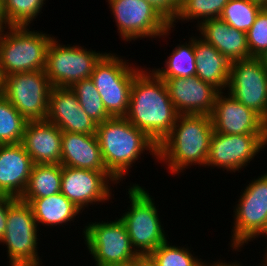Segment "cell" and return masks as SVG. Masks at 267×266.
I'll use <instances>...</instances> for the list:
<instances>
[{
    "label": "cell",
    "instance_id": "obj_1",
    "mask_svg": "<svg viewBox=\"0 0 267 266\" xmlns=\"http://www.w3.org/2000/svg\"><path fill=\"white\" fill-rule=\"evenodd\" d=\"M178 115L164 80L145 66L134 77L124 117L159 145L171 132Z\"/></svg>",
    "mask_w": 267,
    "mask_h": 266
},
{
    "label": "cell",
    "instance_id": "obj_2",
    "mask_svg": "<svg viewBox=\"0 0 267 266\" xmlns=\"http://www.w3.org/2000/svg\"><path fill=\"white\" fill-rule=\"evenodd\" d=\"M213 131L211 116L179 114L171 132L158 145L157 164L177 178L192 166L204 169Z\"/></svg>",
    "mask_w": 267,
    "mask_h": 266
},
{
    "label": "cell",
    "instance_id": "obj_3",
    "mask_svg": "<svg viewBox=\"0 0 267 266\" xmlns=\"http://www.w3.org/2000/svg\"><path fill=\"white\" fill-rule=\"evenodd\" d=\"M96 135L106 169L121 184L130 177L131 169L143 162L145 155H152L158 162V145L125 117H111L97 124Z\"/></svg>",
    "mask_w": 267,
    "mask_h": 266
},
{
    "label": "cell",
    "instance_id": "obj_4",
    "mask_svg": "<svg viewBox=\"0 0 267 266\" xmlns=\"http://www.w3.org/2000/svg\"><path fill=\"white\" fill-rule=\"evenodd\" d=\"M128 184L130 185L125 186V190L129 205L123 213L118 212L121 215L119 218L127 228L136 253L139 256H149L169 239V231L164 228L159 204L155 202V196L149 193V189L137 182Z\"/></svg>",
    "mask_w": 267,
    "mask_h": 266
},
{
    "label": "cell",
    "instance_id": "obj_5",
    "mask_svg": "<svg viewBox=\"0 0 267 266\" xmlns=\"http://www.w3.org/2000/svg\"><path fill=\"white\" fill-rule=\"evenodd\" d=\"M262 173L257 178L248 179L249 184H244L233 206L231 236L227 245L236 255L251 244L249 242L261 240L267 232V171Z\"/></svg>",
    "mask_w": 267,
    "mask_h": 266
},
{
    "label": "cell",
    "instance_id": "obj_6",
    "mask_svg": "<svg viewBox=\"0 0 267 266\" xmlns=\"http://www.w3.org/2000/svg\"><path fill=\"white\" fill-rule=\"evenodd\" d=\"M32 27H6L0 31L3 77L13 73L44 71L47 48L55 35Z\"/></svg>",
    "mask_w": 267,
    "mask_h": 266
},
{
    "label": "cell",
    "instance_id": "obj_7",
    "mask_svg": "<svg viewBox=\"0 0 267 266\" xmlns=\"http://www.w3.org/2000/svg\"><path fill=\"white\" fill-rule=\"evenodd\" d=\"M109 51L95 64L90 79L101 95L107 113L111 117H124L134 77L145 66H139L135 60L131 62L126 56Z\"/></svg>",
    "mask_w": 267,
    "mask_h": 266
},
{
    "label": "cell",
    "instance_id": "obj_8",
    "mask_svg": "<svg viewBox=\"0 0 267 266\" xmlns=\"http://www.w3.org/2000/svg\"><path fill=\"white\" fill-rule=\"evenodd\" d=\"M39 231L31 206L15 199L8 206L7 225L0 240L7 252V266H45L42 264L43 255L40 256L39 245L43 238Z\"/></svg>",
    "mask_w": 267,
    "mask_h": 266
},
{
    "label": "cell",
    "instance_id": "obj_9",
    "mask_svg": "<svg viewBox=\"0 0 267 266\" xmlns=\"http://www.w3.org/2000/svg\"><path fill=\"white\" fill-rule=\"evenodd\" d=\"M108 2V3H107ZM117 33L124 44L137 40L171 39V33L176 31L171 24L145 0H106ZM165 37V38H164ZM167 37V38H166Z\"/></svg>",
    "mask_w": 267,
    "mask_h": 266
},
{
    "label": "cell",
    "instance_id": "obj_10",
    "mask_svg": "<svg viewBox=\"0 0 267 266\" xmlns=\"http://www.w3.org/2000/svg\"><path fill=\"white\" fill-rule=\"evenodd\" d=\"M95 218L83 224L81 237L94 266H107L129 262L139 257L133 249L124 222L118 218Z\"/></svg>",
    "mask_w": 267,
    "mask_h": 266
},
{
    "label": "cell",
    "instance_id": "obj_11",
    "mask_svg": "<svg viewBox=\"0 0 267 266\" xmlns=\"http://www.w3.org/2000/svg\"><path fill=\"white\" fill-rule=\"evenodd\" d=\"M63 43L54 36L47 48L44 71L53 87H71L80 80L89 79L95 64L106 53L78 43Z\"/></svg>",
    "mask_w": 267,
    "mask_h": 266
},
{
    "label": "cell",
    "instance_id": "obj_12",
    "mask_svg": "<svg viewBox=\"0 0 267 266\" xmlns=\"http://www.w3.org/2000/svg\"><path fill=\"white\" fill-rule=\"evenodd\" d=\"M118 184L123 186L109 171L62 166L61 193L85 214L94 205L114 203L113 189L118 190Z\"/></svg>",
    "mask_w": 267,
    "mask_h": 266
},
{
    "label": "cell",
    "instance_id": "obj_13",
    "mask_svg": "<svg viewBox=\"0 0 267 266\" xmlns=\"http://www.w3.org/2000/svg\"><path fill=\"white\" fill-rule=\"evenodd\" d=\"M266 146L267 134L228 135L213 131L205 168L241 173L255 162V157L260 159V151H266Z\"/></svg>",
    "mask_w": 267,
    "mask_h": 266
},
{
    "label": "cell",
    "instance_id": "obj_14",
    "mask_svg": "<svg viewBox=\"0 0 267 266\" xmlns=\"http://www.w3.org/2000/svg\"><path fill=\"white\" fill-rule=\"evenodd\" d=\"M52 87L45 71L13 73L4 77L2 94L27 121H43Z\"/></svg>",
    "mask_w": 267,
    "mask_h": 266
},
{
    "label": "cell",
    "instance_id": "obj_15",
    "mask_svg": "<svg viewBox=\"0 0 267 266\" xmlns=\"http://www.w3.org/2000/svg\"><path fill=\"white\" fill-rule=\"evenodd\" d=\"M226 91L267 123V70L258 57L231 63Z\"/></svg>",
    "mask_w": 267,
    "mask_h": 266
},
{
    "label": "cell",
    "instance_id": "obj_16",
    "mask_svg": "<svg viewBox=\"0 0 267 266\" xmlns=\"http://www.w3.org/2000/svg\"><path fill=\"white\" fill-rule=\"evenodd\" d=\"M226 91H219L211 114L213 130L217 133L267 134V123Z\"/></svg>",
    "mask_w": 267,
    "mask_h": 266
},
{
    "label": "cell",
    "instance_id": "obj_17",
    "mask_svg": "<svg viewBox=\"0 0 267 266\" xmlns=\"http://www.w3.org/2000/svg\"><path fill=\"white\" fill-rule=\"evenodd\" d=\"M169 97L179 114L211 116L219 90L197 76L164 81Z\"/></svg>",
    "mask_w": 267,
    "mask_h": 266
},
{
    "label": "cell",
    "instance_id": "obj_18",
    "mask_svg": "<svg viewBox=\"0 0 267 266\" xmlns=\"http://www.w3.org/2000/svg\"><path fill=\"white\" fill-rule=\"evenodd\" d=\"M46 121L62 132L96 134L97 123L81 108L70 87H52Z\"/></svg>",
    "mask_w": 267,
    "mask_h": 266
},
{
    "label": "cell",
    "instance_id": "obj_19",
    "mask_svg": "<svg viewBox=\"0 0 267 266\" xmlns=\"http://www.w3.org/2000/svg\"><path fill=\"white\" fill-rule=\"evenodd\" d=\"M21 144L34 164H61L62 131L56 125L27 121Z\"/></svg>",
    "mask_w": 267,
    "mask_h": 266
},
{
    "label": "cell",
    "instance_id": "obj_20",
    "mask_svg": "<svg viewBox=\"0 0 267 266\" xmlns=\"http://www.w3.org/2000/svg\"><path fill=\"white\" fill-rule=\"evenodd\" d=\"M34 163L23 145H0V194L20 199Z\"/></svg>",
    "mask_w": 267,
    "mask_h": 266
},
{
    "label": "cell",
    "instance_id": "obj_21",
    "mask_svg": "<svg viewBox=\"0 0 267 266\" xmlns=\"http://www.w3.org/2000/svg\"><path fill=\"white\" fill-rule=\"evenodd\" d=\"M195 29L201 38L213 45L231 63L250 58L246 33L230 27L220 17L206 20Z\"/></svg>",
    "mask_w": 267,
    "mask_h": 266
},
{
    "label": "cell",
    "instance_id": "obj_22",
    "mask_svg": "<svg viewBox=\"0 0 267 266\" xmlns=\"http://www.w3.org/2000/svg\"><path fill=\"white\" fill-rule=\"evenodd\" d=\"M61 165L93 171H108L96 134L62 132Z\"/></svg>",
    "mask_w": 267,
    "mask_h": 266
},
{
    "label": "cell",
    "instance_id": "obj_23",
    "mask_svg": "<svg viewBox=\"0 0 267 266\" xmlns=\"http://www.w3.org/2000/svg\"><path fill=\"white\" fill-rule=\"evenodd\" d=\"M29 205L32 208L40 232L44 230V228L41 229L43 226L46 230L48 228L52 230L55 227V229L60 227L65 229V226H69L70 229L71 225L76 227L75 224L71 223L81 220L80 215L85 214L61 192L48 197L33 199Z\"/></svg>",
    "mask_w": 267,
    "mask_h": 266
},
{
    "label": "cell",
    "instance_id": "obj_24",
    "mask_svg": "<svg viewBox=\"0 0 267 266\" xmlns=\"http://www.w3.org/2000/svg\"><path fill=\"white\" fill-rule=\"evenodd\" d=\"M196 76L212 84L219 91H226L229 83L231 62L213 45L194 32Z\"/></svg>",
    "mask_w": 267,
    "mask_h": 266
},
{
    "label": "cell",
    "instance_id": "obj_25",
    "mask_svg": "<svg viewBox=\"0 0 267 266\" xmlns=\"http://www.w3.org/2000/svg\"><path fill=\"white\" fill-rule=\"evenodd\" d=\"M190 36V37H189ZM189 39H183L176 43L173 50L164 59L160 68H150L159 78L166 81L169 78H186L196 76V59L194 53V34L188 35ZM187 40V41H186Z\"/></svg>",
    "mask_w": 267,
    "mask_h": 266
},
{
    "label": "cell",
    "instance_id": "obj_26",
    "mask_svg": "<svg viewBox=\"0 0 267 266\" xmlns=\"http://www.w3.org/2000/svg\"><path fill=\"white\" fill-rule=\"evenodd\" d=\"M61 181V164H34L20 200L29 204L33 199L60 193Z\"/></svg>",
    "mask_w": 267,
    "mask_h": 266
},
{
    "label": "cell",
    "instance_id": "obj_27",
    "mask_svg": "<svg viewBox=\"0 0 267 266\" xmlns=\"http://www.w3.org/2000/svg\"><path fill=\"white\" fill-rule=\"evenodd\" d=\"M229 0H182V5L179 14L175 20L171 23V27L175 28L176 23H196L192 26L197 28L202 22L219 18L224 10V7L228 4ZM196 20V21H195Z\"/></svg>",
    "mask_w": 267,
    "mask_h": 266
},
{
    "label": "cell",
    "instance_id": "obj_28",
    "mask_svg": "<svg viewBox=\"0 0 267 266\" xmlns=\"http://www.w3.org/2000/svg\"><path fill=\"white\" fill-rule=\"evenodd\" d=\"M172 242L171 239L167 240L149 255L157 266H205L209 262V259L196 255L197 252L188 244H185V247Z\"/></svg>",
    "mask_w": 267,
    "mask_h": 266
},
{
    "label": "cell",
    "instance_id": "obj_29",
    "mask_svg": "<svg viewBox=\"0 0 267 266\" xmlns=\"http://www.w3.org/2000/svg\"><path fill=\"white\" fill-rule=\"evenodd\" d=\"M7 27L32 26L48 0H2ZM45 5V6H44ZM34 21V22H33ZM32 24V25H31Z\"/></svg>",
    "mask_w": 267,
    "mask_h": 266
},
{
    "label": "cell",
    "instance_id": "obj_30",
    "mask_svg": "<svg viewBox=\"0 0 267 266\" xmlns=\"http://www.w3.org/2000/svg\"><path fill=\"white\" fill-rule=\"evenodd\" d=\"M27 120L2 94L0 95V145L20 144Z\"/></svg>",
    "mask_w": 267,
    "mask_h": 266
},
{
    "label": "cell",
    "instance_id": "obj_31",
    "mask_svg": "<svg viewBox=\"0 0 267 266\" xmlns=\"http://www.w3.org/2000/svg\"><path fill=\"white\" fill-rule=\"evenodd\" d=\"M70 89L77 96L81 108L94 122L99 124L111 118L104 108L101 95L90 78L74 83Z\"/></svg>",
    "mask_w": 267,
    "mask_h": 266
},
{
    "label": "cell",
    "instance_id": "obj_32",
    "mask_svg": "<svg viewBox=\"0 0 267 266\" xmlns=\"http://www.w3.org/2000/svg\"><path fill=\"white\" fill-rule=\"evenodd\" d=\"M262 8L250 0H229L220 18L230 27L246 33Z\"/></svg>",
    "mask_w": 267,
    "mask_h": 266
},
{
    "label": "cell",
    "instance_id": "obj_33",
    "mask_svg": "<svg viewBox=\"0 0 267 266\" xmlns=\"http://www.w3.org/2000/svg\"><path fill=\"white\" fill-rule=\"evenodd\" d=\"M246 37L250 57H258L267 49V7L260 10Z\"/></svg>",
    "mask_w": 267,
    "mask_h": 266
},
{
    "label": "cell",
    "instance_id": "obj_34",
    "mask_svg": "<svg viewBox=\"0 0 267 266\" xmlns=\"http://www.w3.org/2000/svg\"><path fill=\"white\" fill-rule=\"evenodd\" d=\"M151 4L170 24L179 14L182 0H145Z\"/></svg>",
    "mask_w": 267,
    "mask_h": 266
},
{
    "label": "cell",
    "instance_id": "obj_35",
    "mask_svg": "<svg viewBox=\"0 0 267 266\" xmlns=\"http://www.w3.org/2000/svg\"><path fill=\"white\" fill-rule=\"evenodd\" d=\"M15 198L0 194V240L3 238L7 225V209Z\"/></svg>",
    "mask_w": 267,
    "mask_h": 266
},
{
    "label": "cell",
    "instance_id": "obj_36",
    "mask_svg": "<svg viewBox=\"0 0 267 266\" xmlns=\"http://www.w3.org/2000/svg\"><path fill=\"white\" fill-rule=\"evenodd\" d=\"M226 259H222L221 257L216 261H214V266H243V264H241L242 262L237 261L235 259H232L233 261L230 262L229 261H225ZM245 266V265H244Z\"/></svg>",
    "mask_w": 267,
    "mask_h": 266
},
{
    "label": "cell",
    "instance_id": "obj_37",
    "mask_svg": "<svg viewBox=\"0 0 267 266\" xmlns=\"http://www.w3.org/2000/svg\"><path fill=\"white\" fill-rule=\"evenodd\" d=\"M7 27V22L5 20L4 12H3V1L0 0V31Z\"/></svg>",
    "mask_w": 267,
    "mask_h": 266
},
{
    "label": "cell",
    "instance_id": "obj_38",
    "mask_svg": "<svg viewBox=\"0 0 267 266\" xmlns=\"http://www.w3.org/2000/svg\"><path fill=\"white\" fill-rule=\"evenodd\" d=\"M140 266H157L149 256H140Z\"/></svg>",
    "mask_w": 267,
    "mask_h": 266
},
{
    "label": "cell",
    "instance_id": "obj_39",
    "mask_svg": "<svg viewBox=\"0 0 267 266\" xmlns=\"http://www.w3.org/2000/svg\"><path fill=\"white\" fill-rule=\"evenodd\" d=\"M107 266H140V256L126 263L113 264V265H107Z\"/></svg>",
    "mask_w": 267,
    "mask_h": 266
},
{
    "label": "cell",
    "instance_id": "obj_40",
    "mask_svg": "<svg viewBox=\"0 0 267 266\" xmlns=\"http://www.w3.org/2000/svg\"><path fill=\"white\" fill-rule=\"evenodd\" d=\"M258 58L261 61V64L266 68L267 70V49L260 55Z\"/></svg>",
    "mask_w": 267,
    "mask_h": 266
},
{
    "label": "cell",
    "instance_id": "obj_41",
    "mask_svg": "<svg viewBox=\"0 0 267 266\" xmlns=\"http://www.w3.org/2000/svg\"><path fill=\"white\" fill-rule=\"evenodd\" d=\"M264 237V240L267 238V232L262 236V238ZM267 240V239H266ZM266 243V246H265V248H264V250L263 251H260L261 253L262 252H265V253H263L262 254V259H261V262H260V264L267 258V242H264V244Z\"/></svg>",
    "mask_w": 267,
    "mask_h": 266
},
{
    "label": "cell",
    "instance_id": "obj_42",
    "mask_svg": "<svg viewBox=\"0 0 267 266\" xmlns=\"http://www.w3.org/2000/svg\"><path fill=\"white\" fill-rule=\"evenodd\" d=\"M4 90V77L0 69V95H2Z\"/></svg>",
    "mask_w": 267,
    "mask_h": 266
},
{
    "label": "cell",
    "instance_id": "obj_43",
    "mask_svg": "<svg viewBox=\"0 0 267 266\" xmlns=\"http://www.w3.org/2000/svg\"><path fill=\"white\" fill-rule=\"evenodd\" d=\"M250 1L261 5L262 7H267V0H250Z\"/></svg>",
    "mask_w": 267,
    "mask_h": 266
},
{
    "label": "cell",
    "instance_id": "obj_44",
    "mask_svg": "<svg viewBox=\"0 0 267 266\" xmlns=\"http://www.w3.org/2000/svg\"><path fill=\"white\" fill-rule=\"evenodd\" d=\"M205 266H214V261L213 260H209V262Z\"/></svg>",
    "mask_w": 267,
    "mask_h": 266
},
{
    "label": "cell",
    "instance_id": "obj_45",
    "mask_svg": "<svg viewBox=\"0 0 267 266\" xmlns=\"http://www.w3.org/2000/svg\"><path fill=\"white\" fill-rule=\"evenodd\" d=\"M262 266H267V258L261 263Z\"/></svg>",
    "mask_w": 267,
    "mask_h": 266
}]
</instances>
